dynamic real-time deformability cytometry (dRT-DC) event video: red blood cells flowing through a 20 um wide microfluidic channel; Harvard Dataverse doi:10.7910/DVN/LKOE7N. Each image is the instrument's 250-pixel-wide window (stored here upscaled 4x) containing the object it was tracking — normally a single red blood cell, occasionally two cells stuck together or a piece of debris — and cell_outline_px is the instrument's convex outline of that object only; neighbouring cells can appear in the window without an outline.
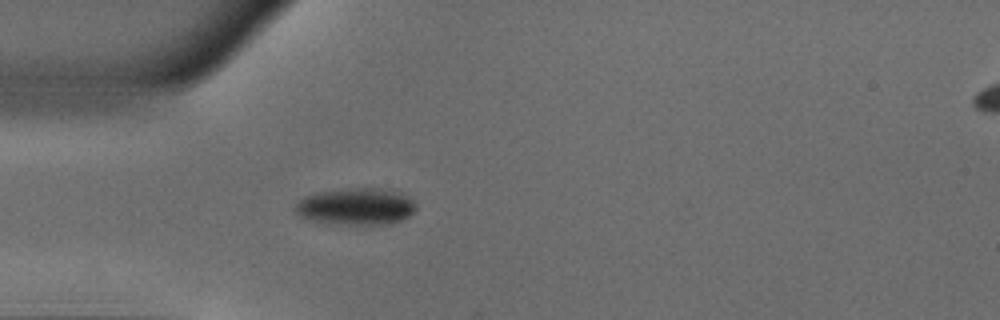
{"species": "common noctule bat (a hibernating species)", "species_latin": "Nyctalus noctula", "temperature_condition": "warm", "stored_images_in_passage": 42, "camera_frame_rate_fps": 3000, "um_per_image_px": 0.085, "animal": {"sex": "male", "body_mass_g": 18.8}, "frame": {"image": 1, "passage_image": 6, "time_ms": 1.667, "image_size_px": [1000, 320], "cell_outline_px": [[416, 208], [408, 216], [400, 220], [388, 224], [348, 224], [312, 220], [300, 216], [292, 208], [300, 200], [316, 192], [348, 188], [392, 188], [408, 196], [416, 204]], "centroid_in_image_um": [30.3, 17.52], "position_along_channel_um": 54.7, "area_um2": 25.84}}
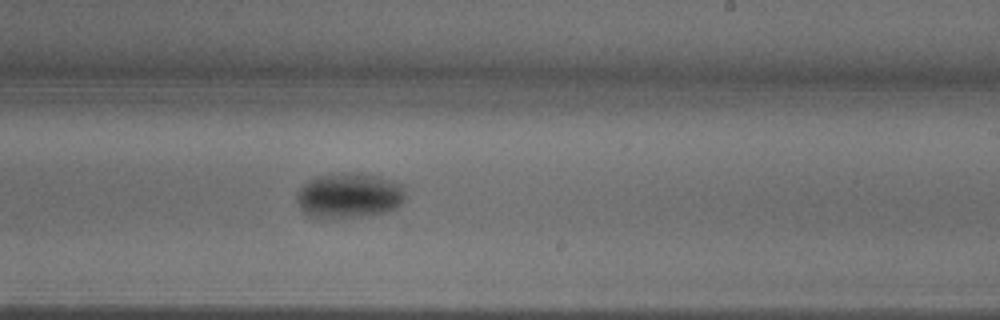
{"frame": {"image": 2, "passage_image": 22, "time_ms": 7.0, "image_size_px": [1000, 320], "cell_outline_px": [[404, 200], [396, 208], [384, 212], [368, 216], [308, 216], [300, 208], [296, 196], [300, 188], [308, 180], [320, 176], [344, 172], [360, 172], [380, 176], [400, 184], [404, 192]], "centroid_in_image_um": [29.69, 16.59], "position_along_channel_um": 259.3, "area_um2": 28.21}}
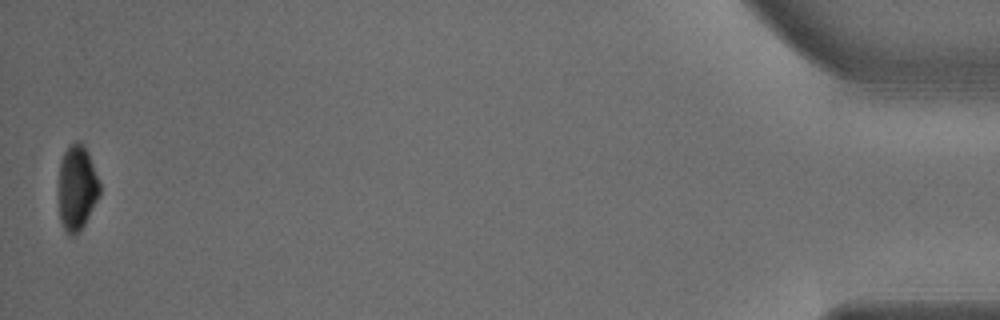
{"frame": {"image": 3, "passage_image": 42, "time_ms": 13.667, "image_size_px": [1000, 320], "cell_outline_px": [[100, 196], [80, 232], [72, 236], [68, 236], [60, 220], [60, 160], [64, 152], [72, 144], [80, 140], [84, 144], [88, 152], [100, 180]], "centroid_in_image_um": [6.58, 15.97], "position_along_channel_um": 428.6, "area_um2": 20.4}, "authors_computed_cell_mechanics": {"area_um2": 25.5765, "velocity_mm_per_s": 3.9375, "shape_relaxation_time_tau1_ms": 5.0102, "shape_relaxation_time_tau2_ms": null, "deformation_change_tau1": 0.1484, "deformation_change_tau2": null}}